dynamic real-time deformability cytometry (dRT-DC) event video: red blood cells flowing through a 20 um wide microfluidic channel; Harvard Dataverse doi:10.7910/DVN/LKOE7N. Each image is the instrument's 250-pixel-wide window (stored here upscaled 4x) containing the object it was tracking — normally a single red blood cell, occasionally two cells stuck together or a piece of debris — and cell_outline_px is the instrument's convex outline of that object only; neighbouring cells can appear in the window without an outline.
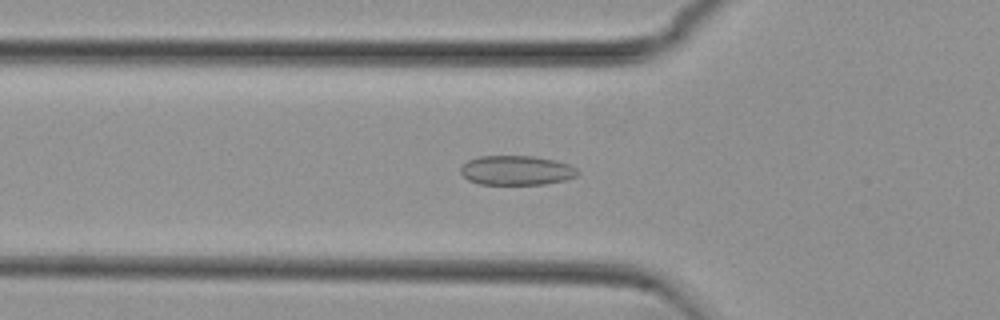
{"species": "common noctule bat (a hibernating species)", "species_latin": "Nyctalus noctula", "temperature_condition": "cold", "stored_images_in_passage": 55, "camera_frame_rate_fps": 3000, "um_per_image_px": 0.085, "animal": {"sex": "female", "body_mass_g": 29.2, "forearm_length_mm": 56.3}, "frame": {"image": 1, "passage_image": 18, "time_ms": 5.667, "image_size_px": [1000, 320], "cell_outline_px": [[580, 172], [576, 176], [564, 180], [544, 184], [480, 184], [468, 180], [460, 172], [460, 168], [468, 160], [480, 156], [532, 156], [556, 160], [568, 164], [576, 168]], "centroid_in_image_um": [43.9, 14.48], "position_along_channel_um": 81.9, "area_um2": 20.06}}
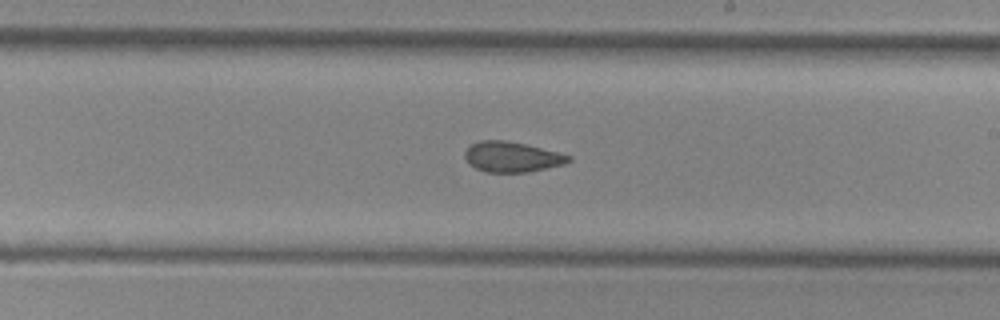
{"frame": {"image": 2, "passage_image": 31, "time_ms": 10.0, "image_size_px": [1000, 320], "cell_outline_px": [[572, 160], [564, 164], [528, 172], [488, 172], [476, 168], [468, 164], [464, 156], [464, 152], [472, 144], [480, 140], [504, 140], [524, 144], [572, 156]], "centroid_in_image_um": [43.49, 13.34], "position_along_channel_um": 245.5, "area_um2": 18.15}}
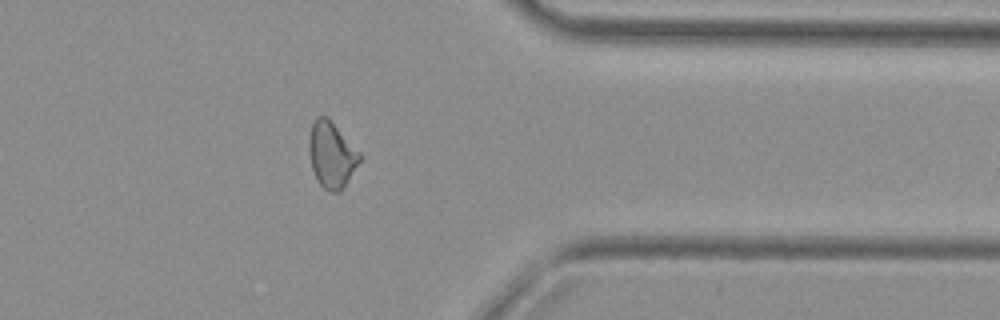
{"frame": {"image": 3, "passage_image": 43, "time_ms": 14.0, "image_size_px": [1000, 320], "cell_outline_px": [[360, 160], [340, 192], [332, 192], [324, 188], [316, 180], [312, 168], [308, 148], [308, 140], [312, 124], [316, 116], [324, 116], [360, 152]], "centroid_in_image_um": [28.14, 13.19], "position_along_channel_um": 383.3, "area_um2": 18.9}, "authors_computed_cell_mechanics": {"area_um2": 19.7676, "velocity_mm_per_s": 3.7603, "shape_relaxation_time_tau1_ms": null, "shape_relaxation_time_tau2_ms": 2.3828, "deformation_change_tau1": null, "deformation_change_tau2": 0.0711}}